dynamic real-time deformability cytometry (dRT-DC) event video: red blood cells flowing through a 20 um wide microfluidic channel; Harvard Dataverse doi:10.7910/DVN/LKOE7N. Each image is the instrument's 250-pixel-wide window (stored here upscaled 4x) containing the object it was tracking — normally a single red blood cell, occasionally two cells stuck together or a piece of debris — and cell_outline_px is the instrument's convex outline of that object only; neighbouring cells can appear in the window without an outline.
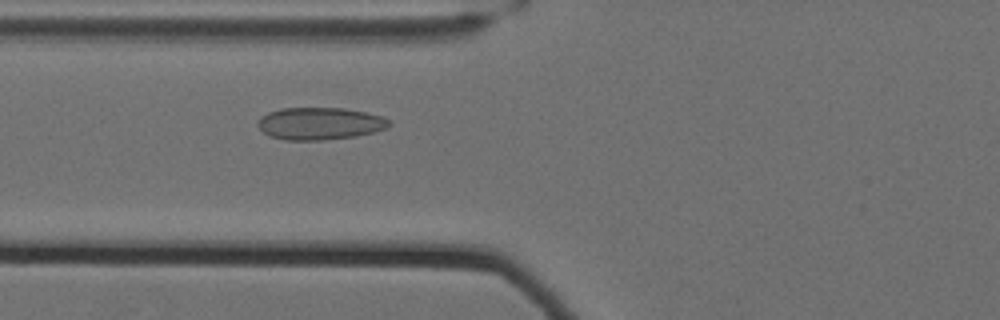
{"species": "Egyptian fruit bat (a non-hibernating species)", "species_latin": "Rousettus aegyptiacus", "temperature_condition": "cold", "stored_images_in_passage": 54, "camera_frame_rate_fps": 3000, "um_per_image_px": 0.085, "animal": {"sex": "female"}, "frame": {"image": 1, "passage_image": 20, "time_ms": 6.333, "image_size_px": [1000, 320], "cell_outline_px": [[392, 124], [388, 128], [356, 136], [324, 140], [284, 140], [272, 136], [264, 132], [256, 124], [268, 112], [280, 108], [344, 108], [364, 112], [380, 116], [388, 120]], "centroid_in_image_um": [27.2, 10.5], "position_along_channel_um": 98.6, "area_um2": 24.51}}
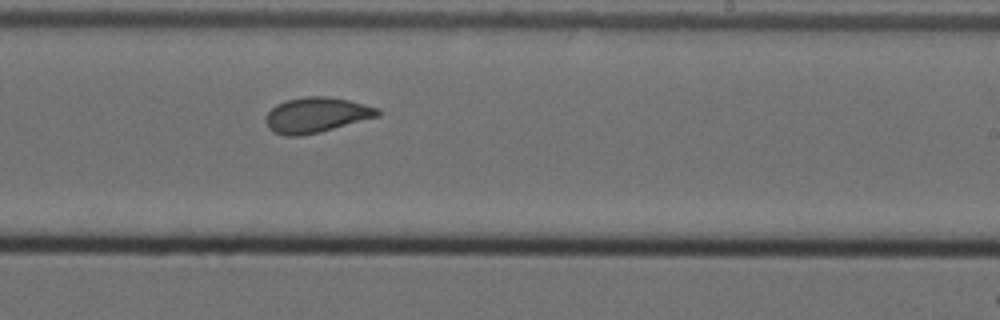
{"frame": {"image": 2, "passage_image": 34, "time_ms": 11.0, "image_size_px": [1000, 320], "cell_outline_px": [[380, 116], [320, 132], [300, 136], [284, 136], [272, 132], [268, 128], [264, 120], [268, 112], [276, 104], [288, 100], [308, 96], [328, 96], [348, 100], [380, 108]], "centroid_in_image_um": [26.88, 9.78], "position_along_channel_um": 262.1, "area_um2": 23.12}}
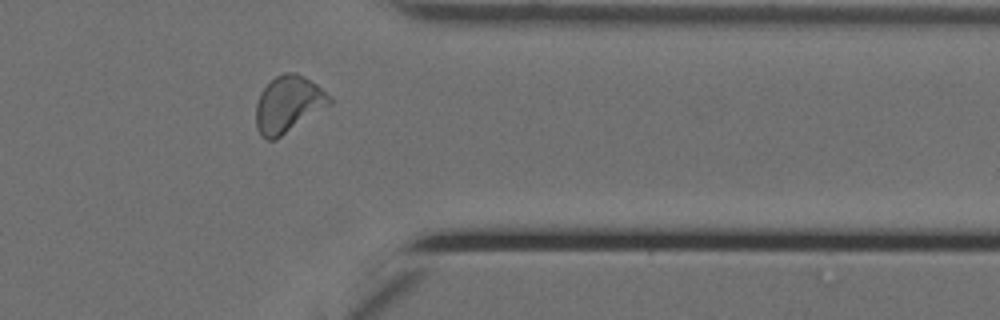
{"frame": {"image": 3, "passage_image": 45, "time_ms": 14.667, "image_size_px": [1000, 320], "cell_outline_px": [[332, 104], [276, 140], [268, 140], [260, 136], [256, 128], [256, 104], [260, 92], [276, 76], [284, 72], [296, 72], [304, 76], [316, 84], [332, 96]], "centroid_in_image_um": [24.51, 8.88], "position_along_channel_um": 386.9, "area_um2": 24.57}, "authors_computed_cell_mechanics": {"area_um2": 22.542, "velocity_mm_per_s": 3.4881, "shape_relaxation_time_tau1_ms": 9.4251, "shape_relaxation_time_tau2_ms": 1.2571, "deformation_change_tau1": 0.1519, "deformation_change_tau2": 0.0745}}